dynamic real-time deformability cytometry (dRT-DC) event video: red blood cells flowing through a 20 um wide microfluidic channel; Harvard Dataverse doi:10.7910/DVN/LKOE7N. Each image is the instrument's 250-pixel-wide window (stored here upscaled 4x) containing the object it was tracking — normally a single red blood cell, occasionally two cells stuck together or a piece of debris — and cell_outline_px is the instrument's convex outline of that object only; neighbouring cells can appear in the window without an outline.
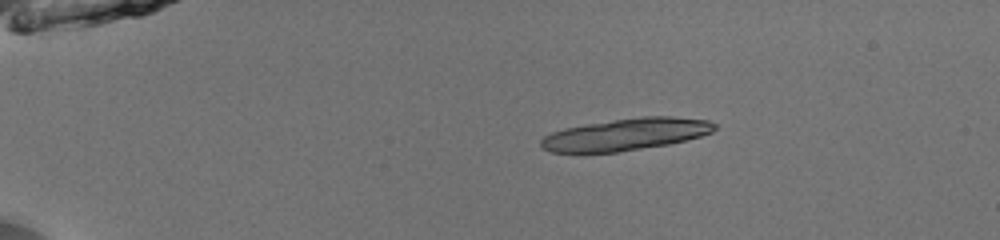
{"species": "common noctule bat (a hibernating species)", "species_latin": "Nyctalus noctula", "temperature_condition": "room temperature", "stored_images_in_passage": 42, "camera_frame_rate_fps": 3000, "um_per_image_px": 0.085, "animal": {"sex": "male", "body_mass_g": 13.0, "forearm_length_mm": 53.1}, "frame": {"image": 1, "passage_image": 1, "time_ms": 0.0, "image_size_px": [1000, 240], "cell_outline_px": [[716, 128], [712, 132], [700, 136], [668, 144], [616, 152], [552, 152], [544, 148], [540, 144], [540, 140], [544, 136], [552, 132], [564, 128], [588, 124], [644, 116], [672, 116], [708, 120], [716, 124]], "centroid_in_image_um": [53.21, 11.42], "position_along_channel_um": 31.8, "area_um2": 31.91}}
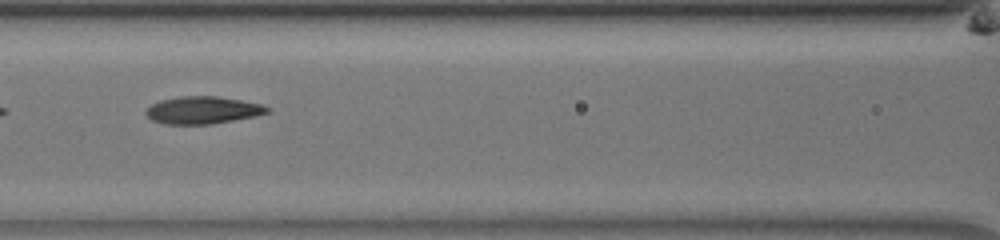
{"frame": {"image": 2, "passage_image": 16, "time_ms": 5.0, "image_size_px": [1000, 240], "cell_outline_px": [[272, 108], [268, 112], [256, 116], [212, 124], [164, 124], [152, 120], [144, 112], [152, 104], [160, 100], [180, 96], [216, 96], [264, 104]], "centroid_in_image_um": [17.26, 9.36], "position_along_channel_um": 149.3, "area_um2": 19.42}}
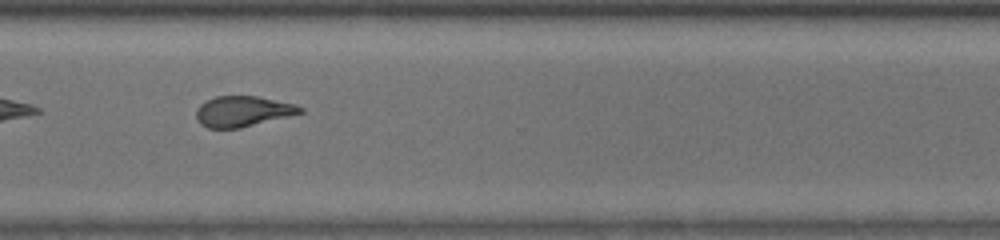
{"frame": {"image": 3, "passage_image": 31, "time_ms": 10.0, "image_size_px": [1000, 240], "cell_outline_px": [[304, 112], [240, 128], [208, 128], [200, 124], [196, 116], [196, 112], [200, 104], [216, 96], [256, 96], [296, 104], [304, 108]], "centroid_in_image_um": [20.64, 9.46], "position_along_channel_um": 350.0, "area_um2": 18.38}, "authors_computed_cell_mechanics": {"area_um2": 19.3919, "velocity_mm_per_s": 4.0183, "shape_relaxation_time_tau1_ms": 4.2975, "shape_relaxation_time_tau2_ms": 2.0353, "deformation_change_tau1": 0.1556, "deformation_change_tau2": 0.1089}}